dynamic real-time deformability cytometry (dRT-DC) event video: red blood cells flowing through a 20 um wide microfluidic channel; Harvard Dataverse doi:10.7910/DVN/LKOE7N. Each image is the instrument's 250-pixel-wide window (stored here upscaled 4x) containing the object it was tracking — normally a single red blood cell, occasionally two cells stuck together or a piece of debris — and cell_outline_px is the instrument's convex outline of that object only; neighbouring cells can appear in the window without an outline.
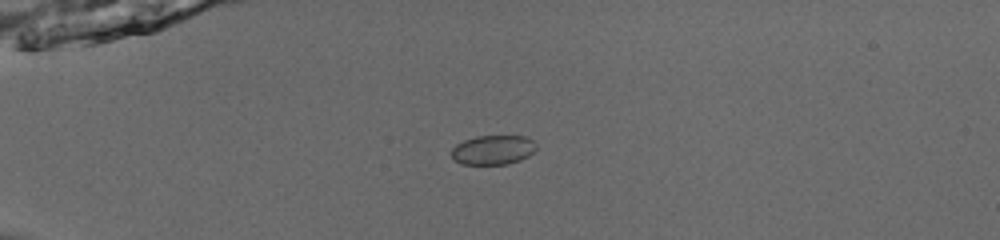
{"species": "common noctule bat (a hibernating species)", "species_latin": "Nyctalus noctula", "temperature_condition": "room temperature", "stored_images_in_passage": 38, "camera_frame_rate_fps": 3000, "um_per_image_px": 0.085, "animal": {"sex": "male", "body_mass_g": 13.0, "forearm_length_mm": 53.1}, "frame": {"image": 1, "passage_image": 1, "time_ms": 0.0, "image_size_px": [1000, 240], "cell_outline_px": [[536, 148], [528, 156], [520, 160], [508, 164], [460, 164], [452, 156], [452, 148], [456, 144], [464, 140], [476, 136], [528, 136], [536, 144]], "centroid_in_image_um": [41.91, 12.73], "position_along_channel_um": 43.1, "area_um2": 14.51}}
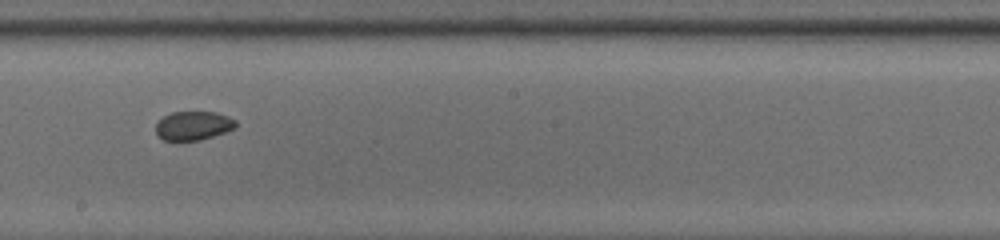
{"frame": {"image": 2, "passage_image": 18, "time_ms": 5.667, "image_size_px": [1000, 240], "cell_outline_px": [[236, 128], [200, 140], [164, 140], [156, 132], [156, 124], [164, 116], [172, 112], [216, 112], [228, 116], [236, 120]], "centroid_in_image_um": [16.45, 10.67], "position_along_channel_um": 231.7, "area_um2": 13.29}}
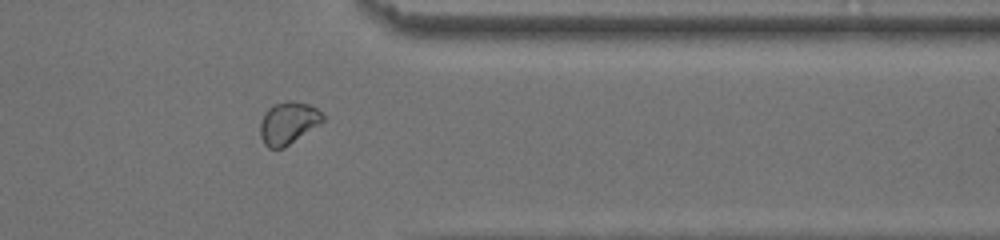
{"frame": {"image": 3, "passage_image": 30, "time_ms": 9.667, "image_size_px": [1000, 240], "cell_outline_px": [[324, 120], [320, 124], [284, 148], [268, 148], [264, 144], [260, 136], [260, 120], [264, 112], [272, 104], [308, 104], [316, 108], [324, 116]], "centroid_in_image_um": [24.46, 10.51], "position_along_channel_um": 386.9, "area_um2": 15.03}, "authors_computed_cell_mechanics": {"area_um2": 14.3922, "velocity_mm_per_s": 3.9626, "shape_relaxation_time_tau1_ms": null, "shape_relaxation_time_tau2_ms": 2.6487, "deformation_change_tau1": null, "deformation_change_tau2": 0.0432}}